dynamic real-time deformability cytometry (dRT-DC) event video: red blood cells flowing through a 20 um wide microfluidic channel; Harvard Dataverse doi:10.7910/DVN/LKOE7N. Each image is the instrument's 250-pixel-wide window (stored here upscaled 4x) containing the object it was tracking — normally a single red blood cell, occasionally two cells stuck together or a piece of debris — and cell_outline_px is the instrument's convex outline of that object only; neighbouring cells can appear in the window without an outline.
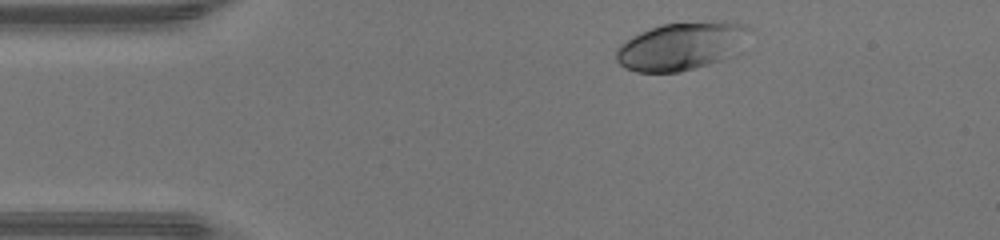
{"species": "human", "species_latin": "Homo sapiens", "temperature_condition": "warm", "stored_images_in_passage": 41, "camera_frame_rate_fps": 3000, "um_per_image_px": 0.085, "donor": {"sex": "male"}, "frame": {"image": 1, "passage_image": 2, "time_ms": 0.333, "image_size_px": [1000, 240], "cell_outline_px": [[756, 28], [744, 52], [736, 56], [680, 72], [636, 72], [624, 68], [616, 60], [616, 48], [620, 44], [632, 36], [640, 32], [664, 24], [712, 20], [724, 20], [748, 24]], "centroid_in_image_um": [58.12, 3.89], "position_along_channel_um": 26.9, "area_um2": 38.84}}
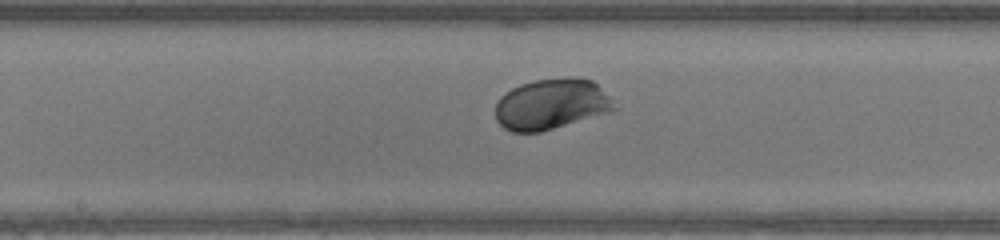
{"frame": {"image": 2, "passage_image": 18, "time_ms": 5.667, "image_size_px": [1000, 240], "cell_outline_px": [[620, 108], [608, 112], [540, 132], [512, 132], [504, 128], [496, 120], [496, 104], [500, 96], [512, 88], [520, 84], [532, 80], [592, 80]], "centroid_in_image_um": [46.82, 8.89], "position_along_channel_um": 201.4, "area_um2": 34.22}}
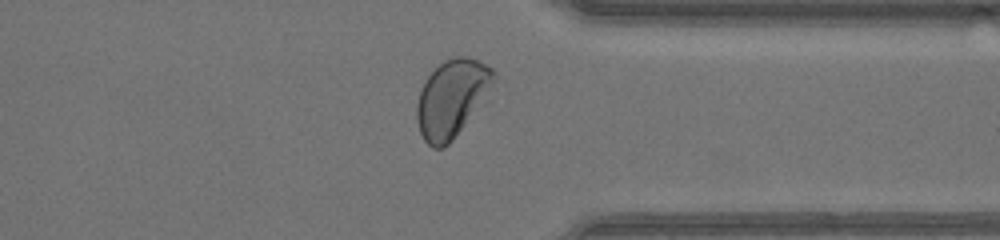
{"frame": {"image": 3, "passage_image": 30, "time_ms": 9.667, "image_size_px": [1000, 240], "cell_outline_px": [[496, 72], [492, 100], [444, 148], [432, 148], [424, 140], [420, 132], [416, 120], [416, 104], [420, 92], [428, 76], [444, 60], [452, 56], [464, 56], [480, 60], [492, 68]], "centroid_in_image_um": [38.52, 8.37], "position_along_channel_um": 372.9, "area_um2": 36.18}, "authors_computed_cell_mechanics": {"area_um2": 34.7956, "velocity_mm_per_s": 4.3958, "shape_relaxation_time_tau1_ms": 1.6118, "shape_relaxation_time_tau2_ms": null, "deformation_change_tau1": 0.1294, "deformation_change_tau2": null}}